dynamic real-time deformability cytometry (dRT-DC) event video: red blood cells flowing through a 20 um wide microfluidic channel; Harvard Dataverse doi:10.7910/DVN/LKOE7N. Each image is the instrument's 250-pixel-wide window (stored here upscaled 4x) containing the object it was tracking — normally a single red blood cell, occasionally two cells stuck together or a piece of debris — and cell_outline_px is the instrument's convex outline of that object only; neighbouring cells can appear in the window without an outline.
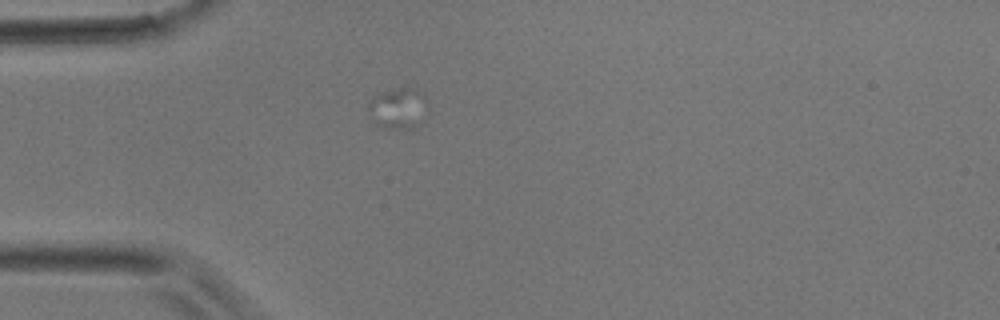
{"species": "common noctule bat (a hibernating species)", "species_latin": "Nyctalus noctula", "temperature_condition": "room temperature", "stored_images_in_passage": 1, "camera_frame_rate_fps": 3000, "um_per_image_px": 0.085, "animal": {"sex": "male", "body_mass_g": 17.9}, "frame": {"image": 1, "passage_image": 1, "time_ms": 0.0, "image_size_px": [1000, 320], "cell_outline_px": [[424, 96], [412, 128], [380, 128], [372, 120], [368, 108], [368, 100], [372, 96], [380, 92], [400, 88], [408, 88], [420, 92]], "centroid_in_image_um": [33.6, 9.18], "position_along_channel_um": 51.4, "area_um2": 12.89}}